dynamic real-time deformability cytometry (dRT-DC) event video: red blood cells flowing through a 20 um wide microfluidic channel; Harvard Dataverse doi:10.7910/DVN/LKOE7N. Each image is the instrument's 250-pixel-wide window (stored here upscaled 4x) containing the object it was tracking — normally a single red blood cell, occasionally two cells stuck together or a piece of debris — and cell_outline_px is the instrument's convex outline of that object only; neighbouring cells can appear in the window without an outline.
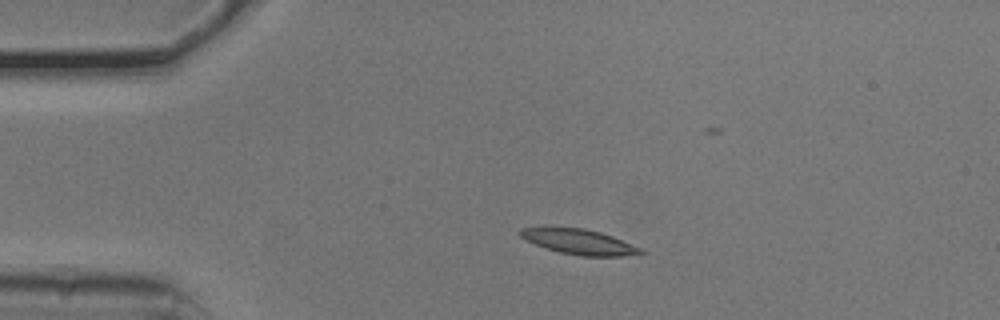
{"species": "common noctule bat (a hibernating species)", "species_latin": "Nyctalus noctula", "temperature_condition": "cold", "stored_images_in_passage": 44, "camera_frame_rate_fps": 3000, "um_per_image_px": 0.085, "animal": {"sex": "male", "body_mass_g": 20.5, "forearm_length_mm": 52.5}, "frame": {"image": 1, "passage_image": 1, "time_ms": 0.0, "image_size_px": [1000, 320], "cell_outline_px": [[648, 252], [624, 256], [580, 256], [560, 252], [544, 248], [524, 240], [516, 232], [520, 228], [584, 228], [600, 232], [612, 236], [644, 248]], "centroid_in_image_um": [49.25, 20.56], "position_along_channel_um": 35.8, "area_um2": 17.8}}
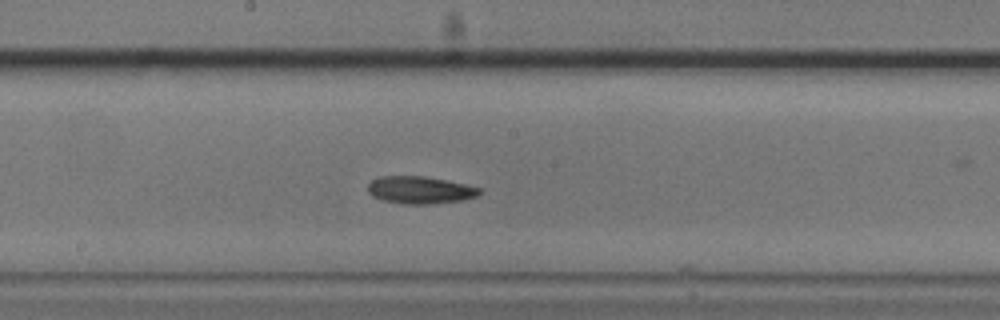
{"frame": {"image": 2, "passage_image": 18, "time_ms": 5.667, "image_size_px": [1000, 320], "cell_outline_px": [[484, 192], [476, 196], [464, 200], [432, 204], [400, 204], [380, 200], [372, 196], [368, 192], [368, 184], [372, 180], [380, 176], [424, 176], [464, 184], [480, 188]], "centroid_in_image_um": [35.68, 16.16], "position_along_channel_um": 212.5, "area_um2": 17.98}}
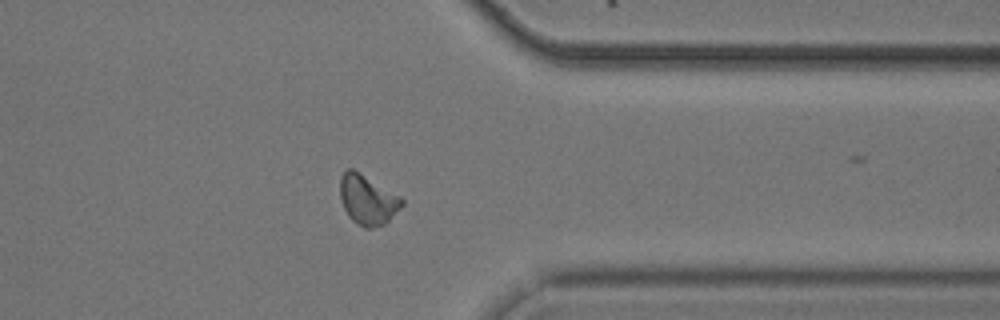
{"frame": {"image": 3, "passage_image": 32, "time_ms": 10.333, "image_size_px": [1000, 320], "cell_outline_px": [[404, 204], [384, 224], [372, 228], [364, 228], [356, 224], [348, 216], [344, 208], [340, 196], [340, 176], [348, 168], [352, 168], [400, 196], [404, 200]], "centroid_in_image_um": [31.23, 16.99], "position_along_channel_um": 380.2, "area_um2": 17.8}, "authors_computed_cell_mechanics": {"area_um2": 17.5423, "velocity_mm_per_s": 3.7624, "shape_relaxation_time_tau1_ms": 5.3092, "shape_relaxation_time_tau2_ms": null, "deformation_change_tau1": 0.1287, "deformation_change_tau2": null}}